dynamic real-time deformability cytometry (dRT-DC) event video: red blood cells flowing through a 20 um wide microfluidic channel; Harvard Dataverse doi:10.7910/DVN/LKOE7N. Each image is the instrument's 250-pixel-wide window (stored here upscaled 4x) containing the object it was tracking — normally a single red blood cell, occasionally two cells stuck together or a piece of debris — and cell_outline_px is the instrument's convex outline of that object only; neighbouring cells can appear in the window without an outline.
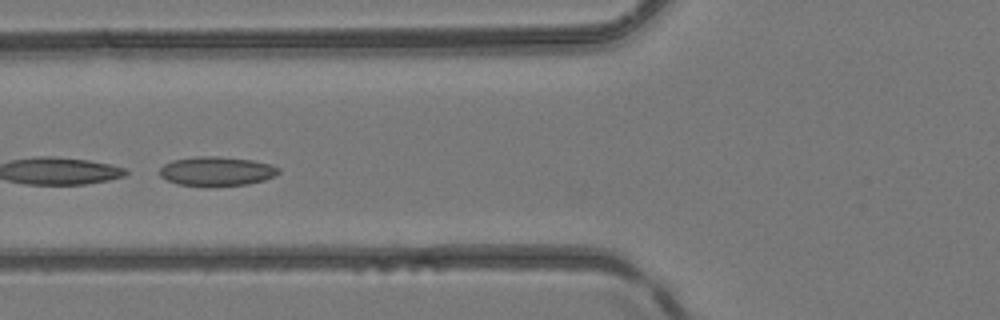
{"species": "common noctule bat (a hibernating species)", "species_latin": "Nyctalus noctula", "temperature_condition": "room temperature", "stored_images_in_passage": 7, "camera_frame_rate_fps": 3000, "um_per_image_px": 0.085, "animal": {"sex": "female", "body_mass_g": 24.6, "forearm_length_mm": 56.2}, "frame": {"image": 1, "passage_image": 5, "time_ms": 5.0, "image_size_px": [1000, 320], "cell_outline_px": [[280, 172], [276, 176], [264, 180], [248, 184], [180, 184], [168, 180], [160, 176], [160, 168], [164, 164], [172, 160], [200, 156], [216, 156], [252, 160], [268, 164], [280, 168]], "centroid_in_image_um": [18.44, 14.52], "position_along_channel_um": 107.4, "area_um2": 19.59}}
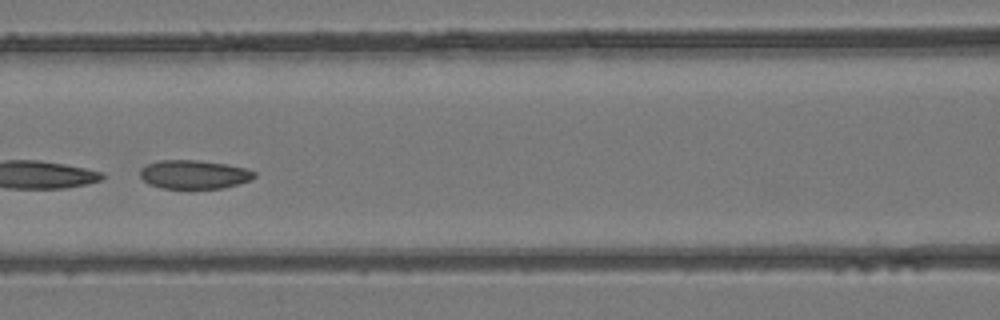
{"frame": {"image": 2, "passage_image": 6, "time_ms": 6.0, "image_size_px": [1000, 320], "cell_outline_px": [[256, 176], [252, 180], [224, 188], [160, 188], [148, 184], [140, 176], [140, 168], [148, 164], [160, 160], [196, 160], [228, 164], [244, 168], [256, 172]], "centroid_in_image_um": [16.5, 14.83], "position_along_channel_um": 150.1, "area_um2": 19.19}}
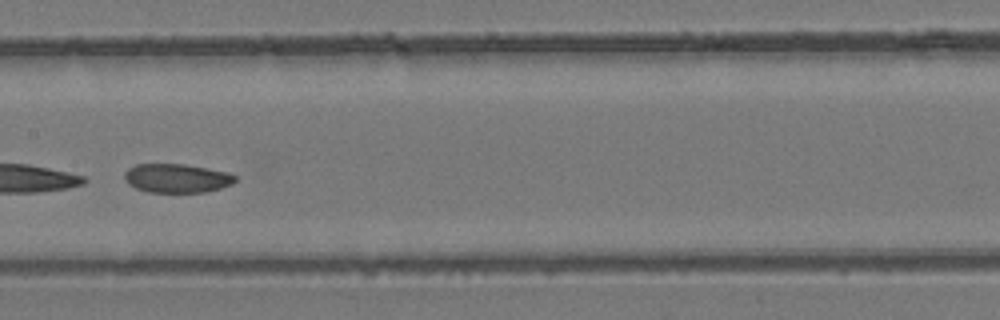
{"frame": {"image": 3, "passage_image": 7, "time_ms": 7.0, "image_size_px": [1000, 320], "cell_outline_px": [[236, 180], [232, 184], [220, 188], [204, 192], [148, 192], [136, 188], [128, 184], [124, 180], [124, 172], [128, 168], [136, 164], [184, 164], [228, 172], [236, 176]], "centroid_in_image_um": [15.0, 15.14], "position_along_channel_um": 192.4, "area_um2": 18.67}}